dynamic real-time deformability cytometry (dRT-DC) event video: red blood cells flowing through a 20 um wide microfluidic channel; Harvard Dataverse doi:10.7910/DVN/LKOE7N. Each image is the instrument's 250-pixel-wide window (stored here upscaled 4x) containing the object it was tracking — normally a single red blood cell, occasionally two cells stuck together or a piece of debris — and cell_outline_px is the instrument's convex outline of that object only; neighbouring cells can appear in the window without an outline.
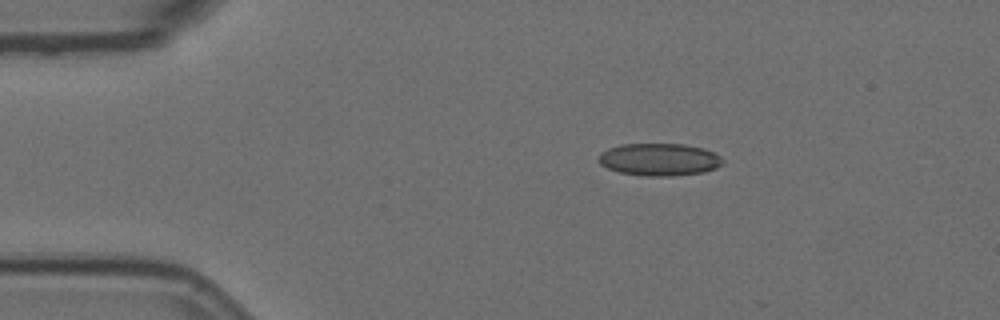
{"species": "Egyptian fruit bat (a non-hibernating species)", "species_latin": "Rousettus aegyptiacus", "temperature_condition": "room temperature", "stored_images_in_passage": 6, "camera_frame_rate_fps": 3000, "um_per_image_px": 0.085, "animal": {"sex": "female"}, "frame": {"image": 1, "passage_image": 3, "time_ms": 0.667, "image_size_px": [1000, 320], "cell_outline_px": [[724, 164], [716, 168], [704, 172], [672, 176], [644, 176], [620, 172], [608, 168], [600, 164], [596, 160], [600, 152], [608, 148], [620, 144], [684, 144], [704, 148], [720, 156], [724, 160]], "centroid_in_image_um": [56.03, 13.56], "position_along_channel_um": 29.0, "area_um2": 23.7}}
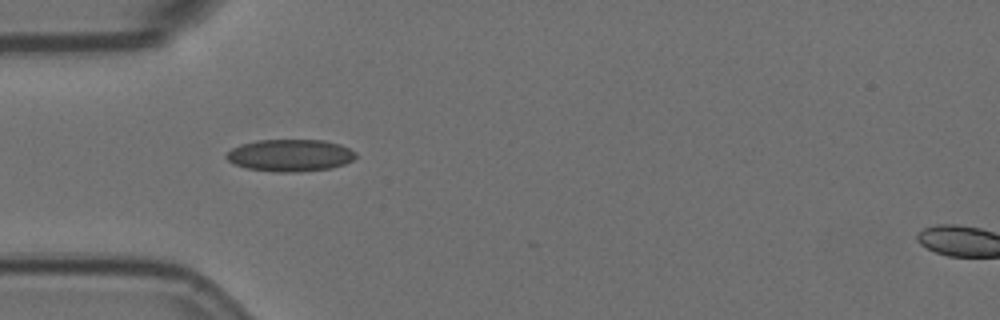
{"frame": {"image": 2, "passage_image": 5, "time_ms": 1.333, "image_size_px": [1000, 320], "cell_outline_px": [[356, 156], [352, 160], [344, 164], [332, 168], [296, 172], [276, 172], [248, 168], [236, 164], [228, 160], [224, 156], [232, 148], [240, 144], [256, 140], [324, 140], [340, 144], [356, 152]], "centroid_in_image_um": [24.67, 13.2], "position_along_channel_um": 60.3, "area_um2": 24.16}}
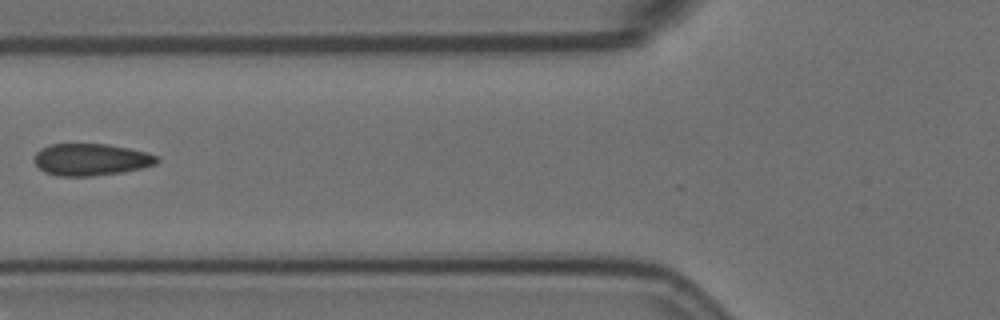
{"frame": {"image": 3, "passage_image": 6, "time_ms": 1.667, "image_size_px": [1000, 320], "cell_outline_px": [[160, 160], [156, 164], [144, 168], [124, 172], [92, 176], [56, 176], [44, 172], [32, 160], [36, 152], [40, 148], [52, 144], [108, 144], [128, 148], [144, 152], [156, 156]], "centroid_in_image_um": [7.71, 13.57], "position_along_channel_um": 118.1, "area_um2": 23.0}}